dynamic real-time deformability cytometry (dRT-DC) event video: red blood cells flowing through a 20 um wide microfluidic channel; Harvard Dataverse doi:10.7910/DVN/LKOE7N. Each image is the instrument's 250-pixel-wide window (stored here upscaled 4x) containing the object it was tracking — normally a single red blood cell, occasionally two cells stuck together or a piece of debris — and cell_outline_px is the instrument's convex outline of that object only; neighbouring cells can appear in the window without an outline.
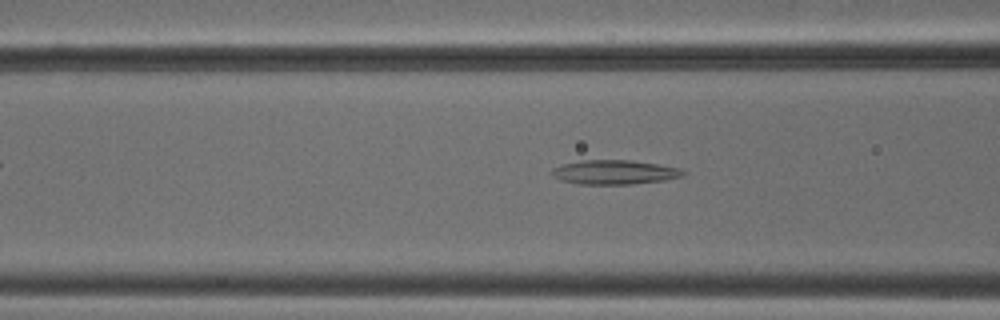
{"species": "common noctule bat (a hibernating species)", "species_latin": "Nyctalus noctula", "temperature_condition": "cold", "stored_images_in_passage": 46, "camera_frame_rate_fps": 3000, "um_per_image_px": 0.085, "animal": {"sex": "male", "body_mass_g": 18.8}, "frame": {"image": 1, "passage_image": 15, "time_ms": 4.667, "image_size_px": [1000, 320], "cell_outline_px": [[684, 176], [664, 180], [632, 184], [576, 184], [560, 180], [552, 176], [548, 172], [552, 168], [564, 164], [580, 160], [628, 160], [656, 164], [680, 168], [684, 172]], "centroid_in_image_um": [52.16, 14.64], "position_along_channel_um": 114.4, "area_um2": 18.61}}
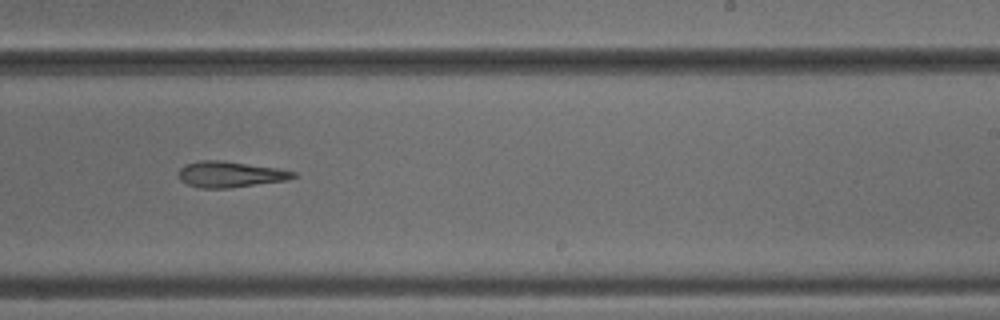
{"frame": {"image": 2, "passage_image": 27, "time_ms": 8.667, "image_size_px": [1000, 320], "cell_outline_px": [[296, 176], [288, 180], [228, 188], [200, 188], [188, 184], [180, 180], [176, 172], [184, 164], [200, 160], [224, 160], [276, 168], [296, 172]], "centroid_in_image_um": [19.51, 14.81], "position_along_channel_um": 269.5, "area_um2": 17.46}}
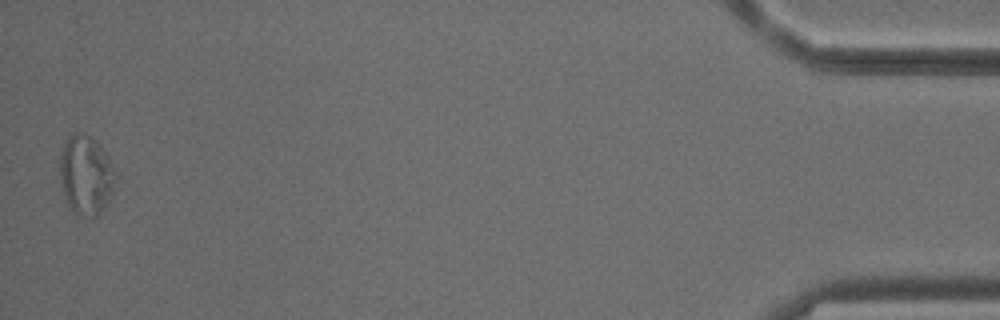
{"frame": {"image": 3, "passage_image": 46, "time_ms": 15.0, "image_size_px": [1000, 320], "cell_outline_px": [[120, 176], [108, 200], [100, 212], [96, 216], [76, 216], [68, 208], [60, 180], [60, 156], [64, 144], [68, 136], [72, 132], [84, 132], [100, 144]], "centroid_in_image_um": [7.32, 14.87], "position_along_channel_um": 427.9, "area_um2": 26.3}, "authors_computed_cell_mechanics": {"area_um2": 19.3341, "velocity_mm_per_s": 3.8737, "shape_relaxation_time_tau1_ms": null, "shape_relaxation_time_tau2_ms": 7.9809, "deformation_change_tau1": null, "deformation_change_tau2": 0.2197}}